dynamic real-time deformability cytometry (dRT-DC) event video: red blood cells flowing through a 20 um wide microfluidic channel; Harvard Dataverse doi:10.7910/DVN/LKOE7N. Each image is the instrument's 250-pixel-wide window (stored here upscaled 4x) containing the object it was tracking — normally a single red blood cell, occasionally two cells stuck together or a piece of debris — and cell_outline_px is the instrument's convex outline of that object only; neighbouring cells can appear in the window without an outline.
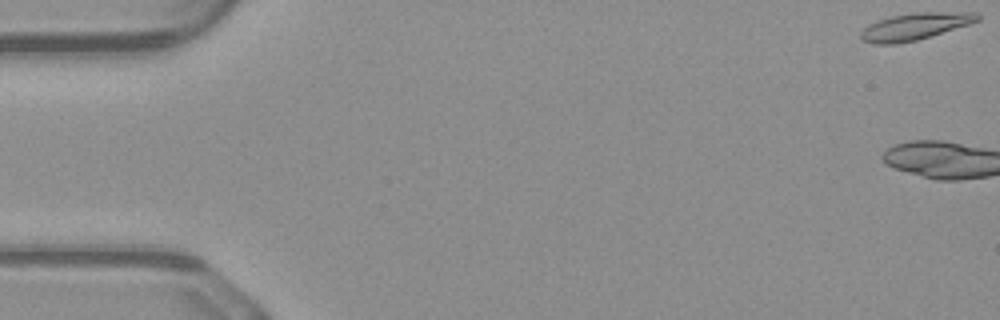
{"species": "common noctule bat (a hibernating species)", "species_latin": "Nyctalus noctula", "temperature_condition": "warm", "stored_images_in_passage": 3, "camera_frame_rate_fps": 3000, "um_per_image_px": 0.085, "animal": {"sex": "male", "body_mass_g": 23.1, "forearm_length_mm": 52.7}, "frame": {"image": 1, "passage_image": 1, "time_ms": 0.0, "image_size_px": [1000, 320], "cell_outline_px": [[980, 20], [968, 24], [916, 40], [896, 44], [872, 44], [860, 40], [860, 32], [868, 24], [876, 20], [892, 16], [916, 12], [980, 12]], "centroid_in_image_um": [77.72, 2.24], "position_along_channel_um": 7.3, "area_um2": 18.32}}